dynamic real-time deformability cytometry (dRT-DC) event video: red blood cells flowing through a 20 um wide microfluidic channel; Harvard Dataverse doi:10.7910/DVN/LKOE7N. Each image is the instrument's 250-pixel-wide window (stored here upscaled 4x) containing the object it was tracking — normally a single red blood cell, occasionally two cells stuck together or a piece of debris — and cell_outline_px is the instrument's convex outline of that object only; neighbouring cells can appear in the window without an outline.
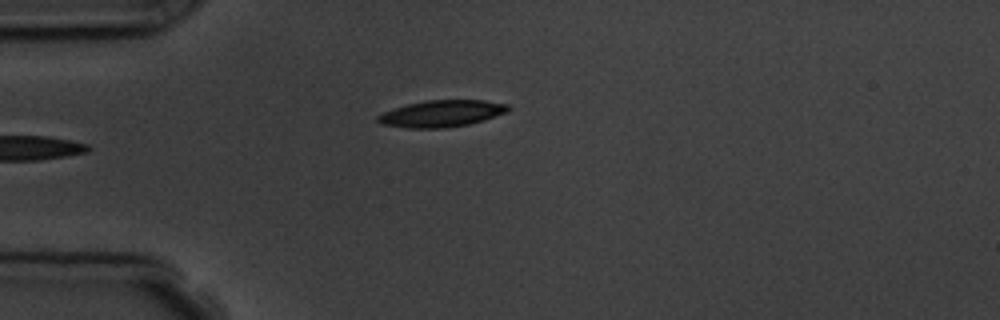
{"species": "common noctule bat (a hibernating species)", "species_latin": "Nyctalus noctula", "temperature_condition": "room temperature", "stored_images_in_passage": 5, "camera_frame_rate_fps": 3000, "um_per_image_px": 0.085, "animal": {"sex": "male", "body_mass_g": 19.5, "forearm_length_mm": 54.6}, "frame": {"image": 1, "passage_image": 5, "time_ms": 5.333, "image_size_px": [1000, 320], "cell_outline_px": [[512, 108], [508, 112], [484, 120], [468, 124], [444, 128], [408, 128], [380, 124], [376, 120], [376, 116], [392, 108], [424, 100], [484, 100], [508, 104]], "centroid_in_image_um": [37.54, 9.65], "position_along_channel_um": 47.5, "area_um2": 20.46}}